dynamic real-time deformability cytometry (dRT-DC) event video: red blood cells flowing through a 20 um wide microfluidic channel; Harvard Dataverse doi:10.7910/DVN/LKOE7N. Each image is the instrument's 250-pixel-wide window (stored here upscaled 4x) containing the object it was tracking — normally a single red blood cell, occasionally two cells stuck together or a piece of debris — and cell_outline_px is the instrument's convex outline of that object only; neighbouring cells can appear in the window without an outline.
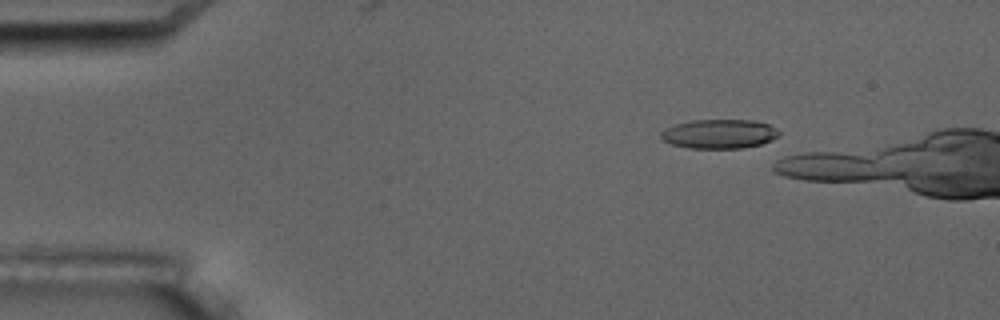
{"species": "common noctule bat (a hibernating species)", "species_latin": "Nyctalus noctula", "temperature_condition": "room temperature", "stored_images_in_passage": 3, "camera_frame_rate_fps": 3000, "um_per_image_px": 0.085, "animal": {"sex": "male", "body_mass_g": 17.5, "forearm_length_mm": 52.3}, "frame": {"image": 1, "passage_image": 3, "time_ms": 3.0, "image_size_px": [1000, 320], "cell_outline_px": [[780, 132], [772, 140], [760, 144], [744, 148], [688, 148], [672, 144], [664, 140], [660, 136], [660, 132], [664, 128], [676, 124], [692, 120], [752, 120], [768, 124]], "centroid_in_image_um": [61.1, 11.38], "position_along_channel_um": 23.9, "area_um2": 20.0}}